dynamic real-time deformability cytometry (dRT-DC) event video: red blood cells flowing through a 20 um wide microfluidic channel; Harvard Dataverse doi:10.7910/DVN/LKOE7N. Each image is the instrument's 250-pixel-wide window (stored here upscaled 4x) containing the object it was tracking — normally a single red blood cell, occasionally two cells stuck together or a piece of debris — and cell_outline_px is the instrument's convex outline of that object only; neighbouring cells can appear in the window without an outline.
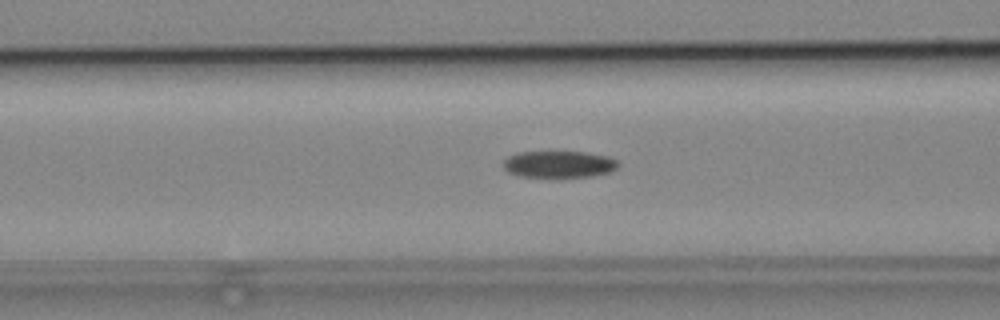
{"species": "common noctule bat (a hibernating species)", "species_latin": "Nyctalus noctula", "temperature_condition": "cold", "stored_images_in_passage": 35, "camera_frame_rate_fps": 3000, "um_per_image_px": 0.085, "animal": {"sex": "male", "body_mass_g": 19.2, "forearm_length_mm": 51.8}, "frame": {"image": 1, "passage_image": 6, "time_ms": 1.667, "image_size_px": [1000, 320], "cell_outline_px": [[620, 164], [616, 168], [608, 172], [588, 176], [520, 176], [508, 172], [504, 168], [504, 160], [508, 156], [516, 152], [588, 152], [608, 156], [616, 160]], "centroid_in_image_um": [47.5, 13.94], "position_along_channel_um": 119.1, "area_um2": 17.63}}
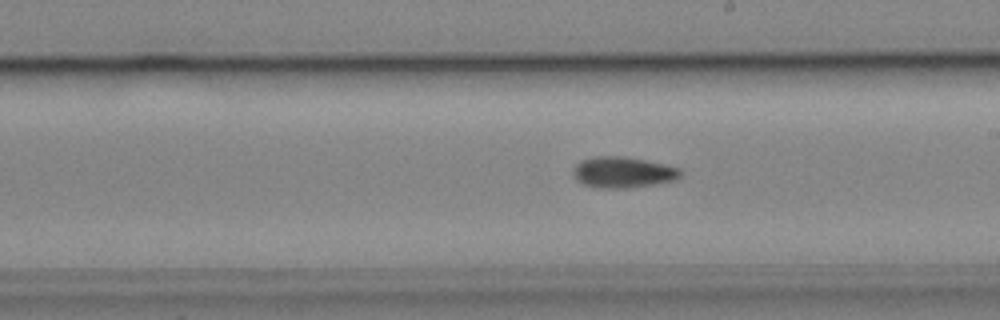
{"frame": {"image": 2, "passage_image": 15, "time_ms": 4.667, "image_size_px": [1000, 320], "cell_outline_px": [[680, 176], [672, 180], [652, 184], [624, 188], [600, 188], [584, 184], [576, 180], [572, 172], [572, 168], [580, 160], [596, 156], [624, 156], [664, 164], [680, 168]], "centroid_in_image_um": [52.88, 14.63], "position_along_channel_um": 236.1, "area_um2": 19.19}}
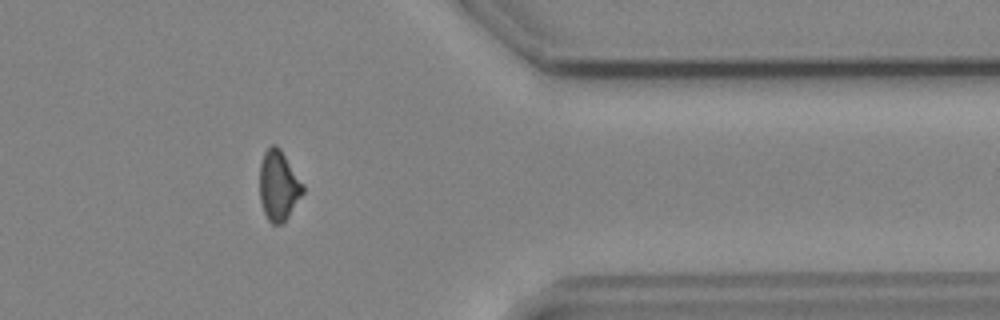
{"frame": {"image": 3, "passage_image": 28, "time_ms": 9.0, "image_size_px": [1000, 320], "cell_outline_px": [[304, 192], [288, 216], [280, 224], [272, 224], [268, 220], [264, 212], [260, 200], [260, 164], [264, 152], [272, 144], [276, 144], [280, 148], [304, 184]], "centroid_in_image_um": [23.68, 15.75], "position_along_channel_um": 387.7, "area_um2": 17.57}, "authors_computed_cell_mechanics": {"area_um2": 18.3804, "velocity_mm_per_s": 3.9027, "shape_relaxation_time_tau1_ms": null, "shape_relaxation_time_tau2_ms": 9.7845, "deformation_change_tau1": null, "deformation_change_tau2": 0.1667}}